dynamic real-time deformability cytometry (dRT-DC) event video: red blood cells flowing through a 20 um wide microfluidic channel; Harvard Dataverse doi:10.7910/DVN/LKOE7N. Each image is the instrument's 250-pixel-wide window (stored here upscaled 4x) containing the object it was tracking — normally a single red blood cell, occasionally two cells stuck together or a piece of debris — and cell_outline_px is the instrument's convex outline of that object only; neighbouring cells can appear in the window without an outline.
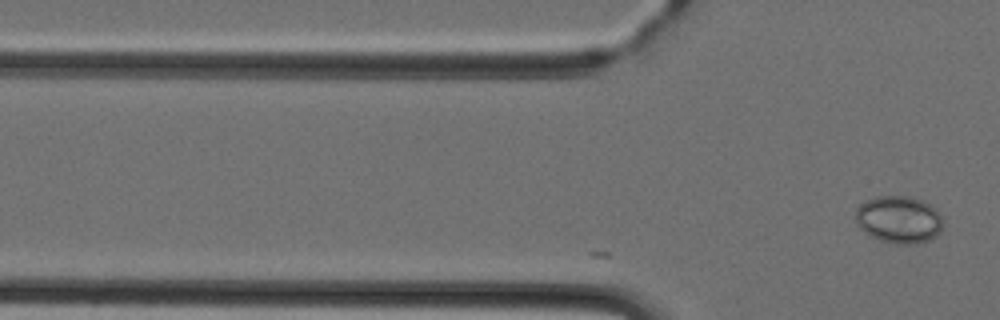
{"species": "Egyptian fruit bat (a non-hibernating species)", "species_latin": "Rousettus aegyptiacus", "temperature_condition": "cold", "stored_images_in_passage": 11, "camera_frame_rate_fps": 3000, "um_per_image_px": 0.085, "animal": {"sex": "female"}, "frame": {"image": 1, "passage_image": 11, "time_ms": 3.333, "image_size_px": [1000, 320], "cell_outline_px": [[940, 232], [936, 236], [928, 240], [912, 244], [896, 244], [880, 240], [864, 232], [856, 224], [856, 208], [860, 204], [876, 196], [908, 196], [920, 200], [936, 208], [940, 216]], "centroid_in_image_um": [76.37, 18.66], "position_along_channel_um": 49.4, "area_um2": 23.87}}